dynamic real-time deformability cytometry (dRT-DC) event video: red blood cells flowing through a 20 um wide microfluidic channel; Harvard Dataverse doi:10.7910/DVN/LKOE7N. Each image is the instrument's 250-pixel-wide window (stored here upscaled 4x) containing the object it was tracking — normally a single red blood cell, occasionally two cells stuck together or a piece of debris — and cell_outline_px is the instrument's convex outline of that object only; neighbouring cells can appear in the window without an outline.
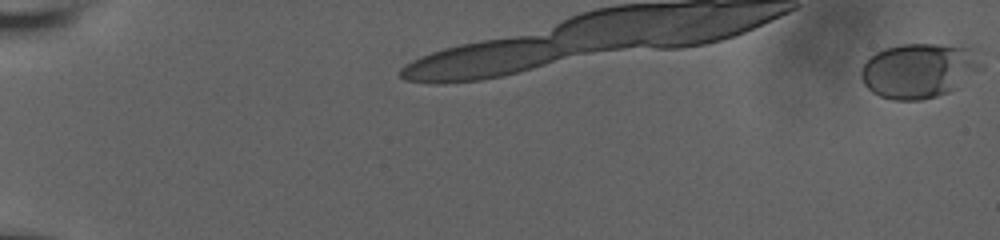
{"species": "human", "species_latin": "Homo sapiens", "temperature_condition": "room temperature", "stored_images_in_passage": 39, "camera_frame_rate_fps": 3000, "um_per_image_px": 0.085, "donor": {"sex": "male"}, "frame": {"image": 1, "passage_image": 1, "time_ms": 0.0, "image_size_px": [1000, 240], "cell_outline_px": [[984, 68], [948, 92], [936, 96], [920, 100], [892, 100], [880, 96], [872, 92], [864, 84], [860, 76], [860, 68], [868, 56], [884, 48], [904, 44], [940, 44], [968, 48], [984, 60]], "centroid_in_image_um": [78.08, 5.99], "position_along_channel_um": 6.9, "area_um2": 38.61}}
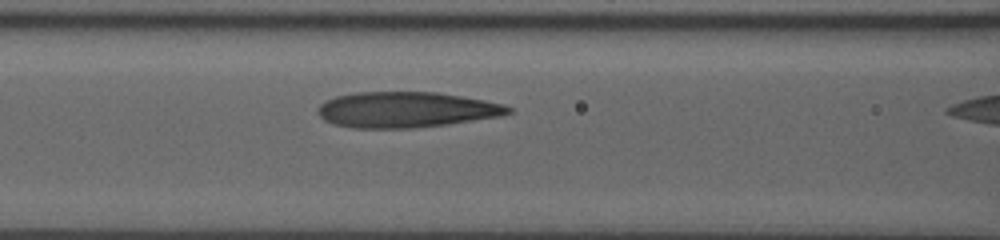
{"frame": {"image": 2, "passage_image": 30, "time_ms": 3.667, "image_size_px": [1000, 240], "cell_outline_px": [[512, 112], [500, 116], [448, 124], [416, 128], [352, 128], [332, 124], [324, 120], [320, 116], [316, 108], [320, 104], [336, 96], [356, 92], [436, 92], [484, 100], [504, 104], [512, 108]], "centroid_in_image_um": [34.5, 9.33], "position_along_channel_um": 132.1, "area_um2": 39.65}}
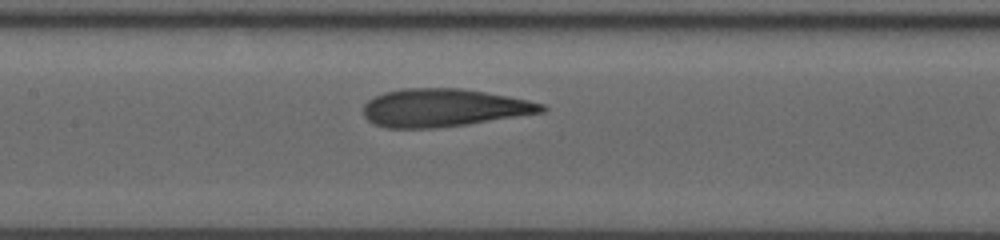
{"frame": {"image": 3, "passage_image": 35, "time_ms": 4.667, "image_size_px": [1000, 240], "cell_outline_px": [[548, 108], [544, 112], [464, 124], [436, 128], [388, 128], [372, 124], [364, 116], [364, 104], [368, 100], [384, 92], [404, 88], [460, 88], [484, 92], [528, 100], [544, 104]], "centroid_in_image_um": [37.67, 9.16], "position_along_channel_um": 169.7, "area_um2": 39.13}}